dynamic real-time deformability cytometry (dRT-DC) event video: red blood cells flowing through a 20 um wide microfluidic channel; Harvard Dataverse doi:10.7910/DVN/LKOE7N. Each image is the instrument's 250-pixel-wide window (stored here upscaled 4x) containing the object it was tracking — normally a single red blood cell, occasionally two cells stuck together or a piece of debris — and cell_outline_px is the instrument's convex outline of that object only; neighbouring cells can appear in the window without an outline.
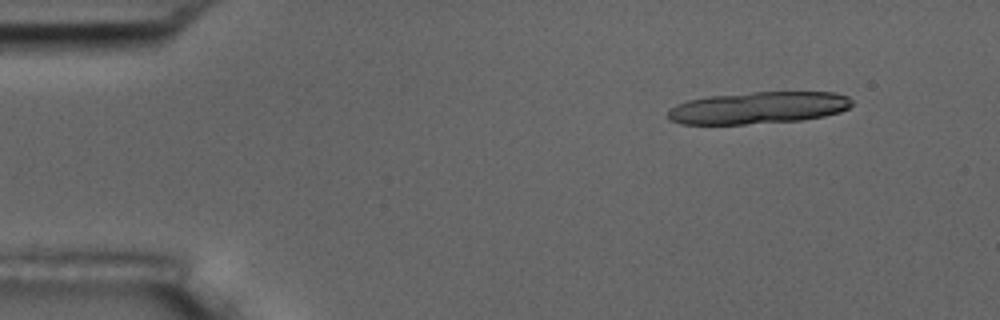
{"species": "common noctule bat (a hibernating species)", "species_latin": "Nyctalus noctula", "temperature_condition": "room temperature", "stored_images_in_passage": 5, "camera_frame_rate_fps": 3000, "um_per_image_px": 0.085, "animal": {"sex": "male", "body_mass_g": 17.5, "forearm_length_mm": 52.3}, "frame": {"image": 1, "passage_image": 1, "time_ms": 0.0, "image_size_px": [1000, 320], "cell_outline_px": [[852, 104], [848, 108], [840, 112], [824, 116], [800, 120], [744, 124], [680, 124], [668, 120], [668, 112], [676, 104], [688, 100], [708, 96], [752, 92], [836, 92], [848, 96], [852, 100]], "centroid_in_image_um": [64.46, 9.16], "position_along_channel_um": 20.5, "area_um2": 34.39}}